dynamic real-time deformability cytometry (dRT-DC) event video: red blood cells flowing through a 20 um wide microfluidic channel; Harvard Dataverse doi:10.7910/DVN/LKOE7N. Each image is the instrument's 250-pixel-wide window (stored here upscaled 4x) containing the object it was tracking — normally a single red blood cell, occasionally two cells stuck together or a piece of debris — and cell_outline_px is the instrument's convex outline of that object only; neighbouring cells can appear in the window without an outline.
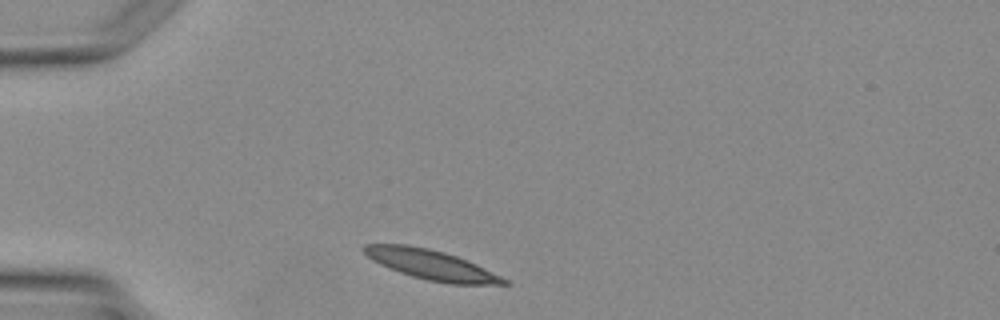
{"species": "Egyptian fruit bat (a non-hibernating species)", "species_latin": "Rousettus aegyptiacus", "temperature_condition": "warm", "stored_images_in_passage": 2, "segment_of_instrument_passage": [1, 2], "camera_frame_rate_fps": 3000, "um_per_image_px": 0.085, "animal": {"sex": "female"}, "frame": {"image": 1, "passage_image": 1, "time_ms": 0.0, "image_size_px": [1000, 320], "cell_outline_px": [[512, 284], [448, 284], [428, 280], [412, 276], [388, 268], [372, 260], [364, 252], [364, 244], [404, 244], [428, 248], [444, 252], [456, 256], [476, 264], [508, 280]], "centroid_in_image_um": [36.65, 22.5], "position_along_channel_um": 48.4, "area_um2": 23.99}}